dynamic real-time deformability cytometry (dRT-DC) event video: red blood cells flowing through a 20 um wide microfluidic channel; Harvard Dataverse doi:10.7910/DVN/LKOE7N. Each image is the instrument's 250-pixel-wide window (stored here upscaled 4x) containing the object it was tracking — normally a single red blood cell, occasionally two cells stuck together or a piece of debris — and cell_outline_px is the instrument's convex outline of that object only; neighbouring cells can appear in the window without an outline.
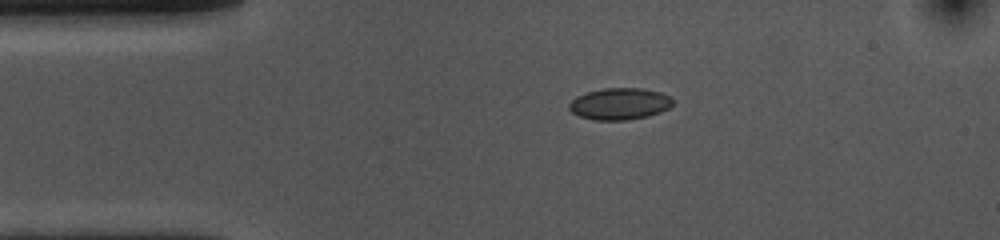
{"species": "common noctule bat (a hibernating species)", "species_latin": "Nyctalus noctula", "temperature_condition": "cold", "stored_images_in_passage": 45, "camera_frame_rate_fps": 3000, "um_per_image_px": 0.085, "animal": {"sex": "female", "body_mass_g": 10.0, "forearm_length_mm": 53.1}, "frame": {"image": 1, "passage_image": 1, "time_ms": 0.0, "image_size_px": [1000, 240], "cell_outline_px": [[672, 104], [668, 108], [660, 112], [648, 116], [628, 120], [592, 120], [580, 116], [572, 112], [568, 108], [568, 104], [576, 96], [588, 92], [604, 88], [640, 88], [660, 92], [668, 96], [672, 100]], "centroid_in_image_um": [52.64, 8.83], "position_along_channel_um": 32.4, "area_um2": 19.07}}
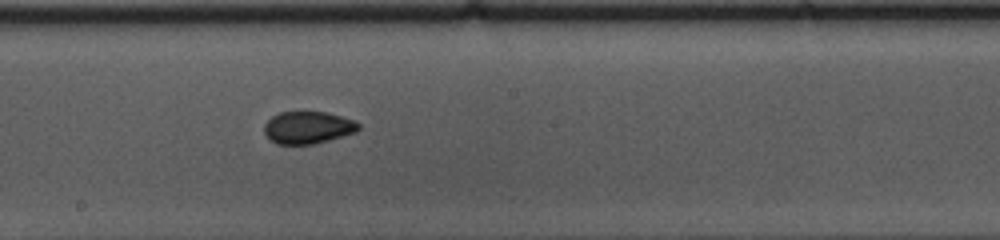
{"frame": {"image": 2, "passage_image": 19, "time_ms": 6.0, "image_size_px": [1000, 240], "cell_outline_px": [[360, 128], [356, 132], [328, 140], [312, 144], [276, 144], [264, 132], [264, 124], [272, 116], [280, 112], [324, 112], [356, 120], [360, 124]], "centroid_in_image_um": [26.18, 10.83], "position_along_channel_um": 222.0, "area_um2": 17.63}}
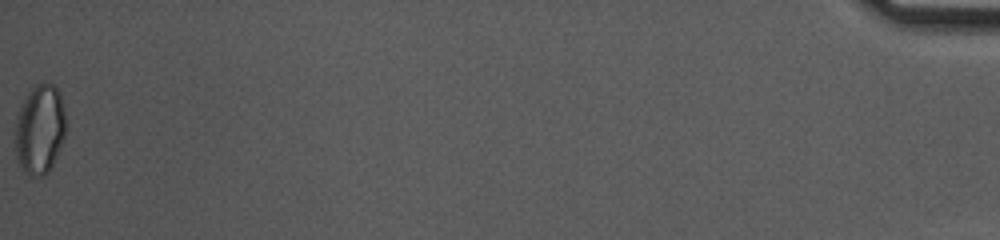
{"frame": {"image": 3, "passage_image": 45, "time_ms": 14.667, "image_size_px": [1000, 240], "cell_outline_px": [[64, 140], [48, 172], [44, 176], [28, 176], [20, 168], [16, 160], [16, 120], [20, 108], [24, 100], [32, 88], [36, 84], [52, 84], [60, 92], [64, 108]], "centroid_in_image_um": [3.38, 11.04], "position_along_channel_um": 431.8, "area_um2": 26.18}, "authors_computed_cell_mechanics": {"area_um2": 18.0914, "velocity_mm_per_s": 3.6587, "shape_relaxation_time_tau1_ms": 7.2102, "shape_relaxation_time_tau2_ms": 1.6543, "deformation_change_tau1": 0.0823, "deformation_change_tau2": 0.0391}}